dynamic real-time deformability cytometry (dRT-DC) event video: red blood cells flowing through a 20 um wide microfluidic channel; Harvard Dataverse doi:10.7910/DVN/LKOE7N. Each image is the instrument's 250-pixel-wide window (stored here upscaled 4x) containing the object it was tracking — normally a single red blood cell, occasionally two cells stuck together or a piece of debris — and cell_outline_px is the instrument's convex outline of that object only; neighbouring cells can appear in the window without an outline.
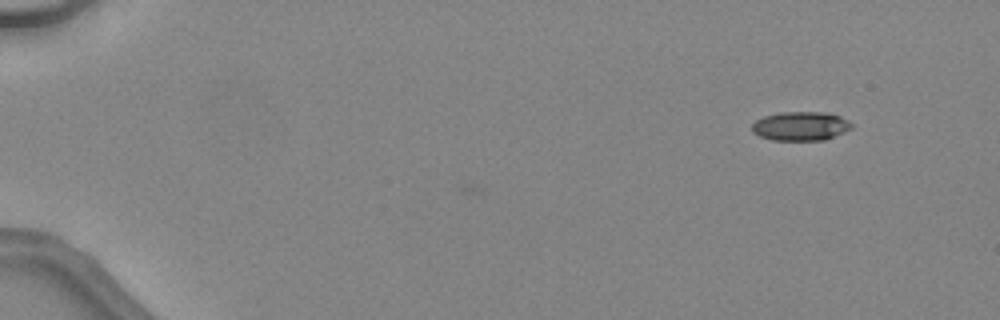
{"species": "common noctule bat (a hibernating species)", "species_latin": "Nyctalus noctula", "temperature_condition": "warm", "stored_images_in_passage": 4, "camera_frame_rate_fps": 3000, "um_per_image_px": 0.085, "animal": {"sex": "female", "body_mass_g": 24.6, "forearm_length_mm": 56.2}, "frame": {"image": 1, "passage_image": 4, "time_ms": 1.0, "image_size_px": [1000, 320], "cell_outline_px": [[852, 128], [844, 132], [824, 140], [772, 140], [760, 136], [752, 132], [752, 124], [756, 120], [764, 116], [780, 112], [824, 112], [840, 116], [848, 120], [852, 124]], "centroid_in_image_um": [68.05, 10.71], "position_along_channel_um": 17.0, "area_um2": 16.82}}